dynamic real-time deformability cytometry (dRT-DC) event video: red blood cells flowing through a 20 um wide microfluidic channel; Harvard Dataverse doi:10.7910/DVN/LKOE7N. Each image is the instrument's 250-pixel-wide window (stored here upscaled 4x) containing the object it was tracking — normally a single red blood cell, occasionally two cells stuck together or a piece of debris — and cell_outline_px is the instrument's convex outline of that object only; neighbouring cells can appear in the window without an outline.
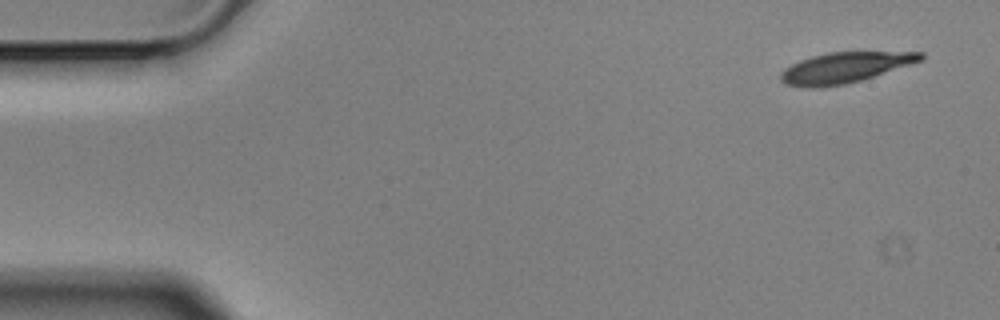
{"species": "Egyptian fruit bat (a non-hibernating species)", "species_latin": "Rousettus aegyptiacus", "temperature_condition": "cold", "stored_images_in_passage": 8, "camera_frame_rate_fps": 3000, "um_per_image_px": 0.085, "animal": {"sex": "male"}, "frame": {"image": 1, "passage_image": 1, "time_ms": 0.0, "image_size_px": [1000, 320], "cell_outline_px": [[924, 60], [860, 80], [844, 84], [820, 88], [804, 88], [788, 84], [780, 80], [780, 72], [784, 68], [800, 60], [812, 56], [828, 52], [924, 52]], "centroid_in_image_um": [71.78, 5.75], "position_along_channel_um": 13.2, "area_um2": 24.85}}
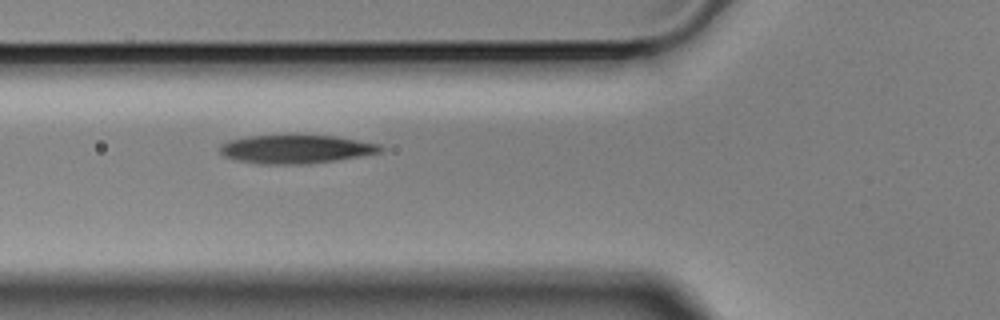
{"frame": {"image": 2, "passage_image": 6, "time_ms": 1.667, "image_size_px": [1000, 320], "cell_outline_px": [[384, 148], [380, 152], [360, 156], [336, 160], [308, 164], [260, 164], [236, 160], [224, 156], [220, 152], [220, 144], [228, 140], [248, 136], [336, 136], [380, 144]], "centroid_in_image_um": [25.14, 12.68], "position_along_channel_um": 100.7, "area_um2": 26.53}}
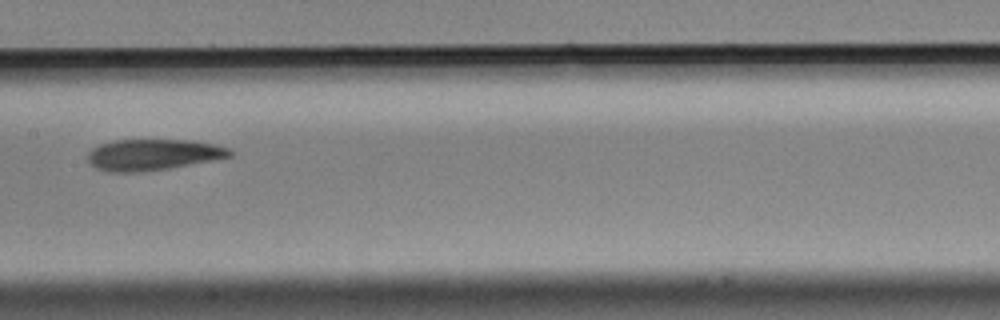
{"frame": {"image": 3, "passage_image": 8, "time_ms": 2.333, "image_size_px": [1000, 320], "cell_outline_px": [[232, 156], [212, 160], [168, 168], [144, 172], [108, 172], [96, 168], [88, 164], [88, 152], [92, 148], [100, 144], [116, 140], [184, 140], [212, 144], [228, 148], [232, 152]], "centroid_in_image_um": [12.93, 13.16], "position_along_channel_um": 194.5, "area_um2": 25.61}}